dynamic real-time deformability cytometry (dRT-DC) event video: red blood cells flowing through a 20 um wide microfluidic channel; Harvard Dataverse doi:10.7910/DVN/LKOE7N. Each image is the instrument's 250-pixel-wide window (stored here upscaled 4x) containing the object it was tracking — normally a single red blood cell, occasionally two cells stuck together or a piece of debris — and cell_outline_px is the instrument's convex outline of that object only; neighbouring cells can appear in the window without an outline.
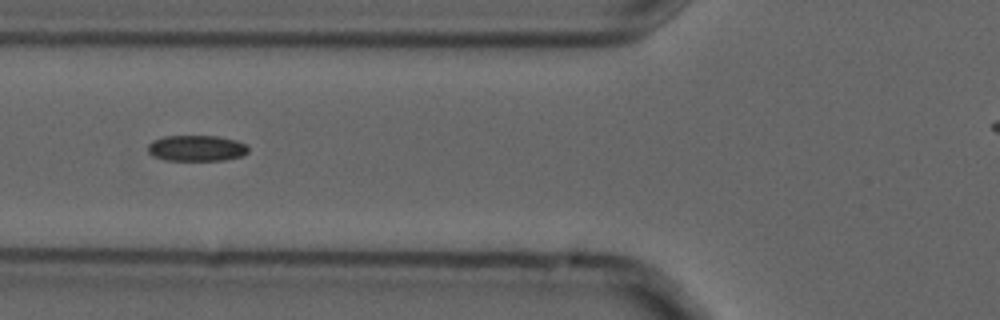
{"species": "common noctule bat (a hibernating species)", "species_latin": "Nyctalus noctula", "temperature_condition": "cold", "stored_images_in_passage": 13, "camera_frame_rate_fps": 3000, "um_per_image_px": 0.085, "animal": {"sex": "male", "forearm_length_mm": 52.5}, "frame": {"image": 1, "passage_image": 8, "time_ms": 2.333, "image_size_px": [1000, 320], "cell_outline_px": [[248, 152], [244, 156], [224, 160], [164, 160], [152, 156], [148, 152], [148, 144], [152, 140], [164, 136], [220, 136], [236, 140], [248, 144]], "centroid_in_image_um": [16.72, 12.59], "position_along_channel_um": 109.1, "area_um2": 15.43}}
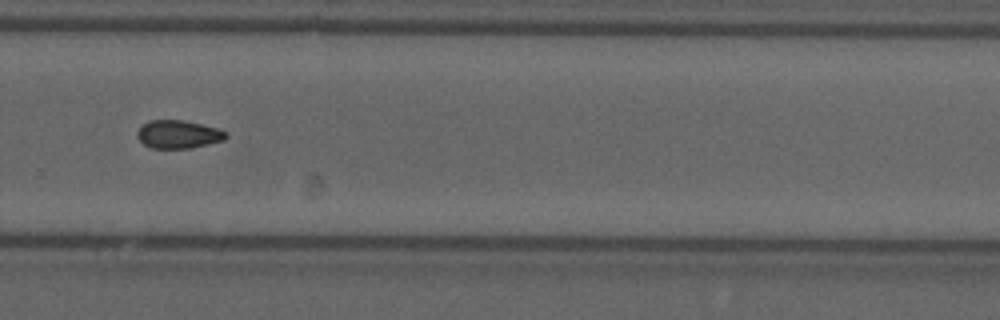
{"frame": {"image": 2, "passage_image": 13, "time_ms": 4.0, "image_size_px": [1000, 320], "cell_outline_px": [[228, 136], [224, 140], [192, 148], [152, 148], [144, 144], [136, 136], [136, 132], [148, 120], [184, 120], [216, 128], [228, 132]], "centroid_in_image_um": [15.16, 11.42], "position_along_channel_um": 314.6, "area_um2": 14.51}}